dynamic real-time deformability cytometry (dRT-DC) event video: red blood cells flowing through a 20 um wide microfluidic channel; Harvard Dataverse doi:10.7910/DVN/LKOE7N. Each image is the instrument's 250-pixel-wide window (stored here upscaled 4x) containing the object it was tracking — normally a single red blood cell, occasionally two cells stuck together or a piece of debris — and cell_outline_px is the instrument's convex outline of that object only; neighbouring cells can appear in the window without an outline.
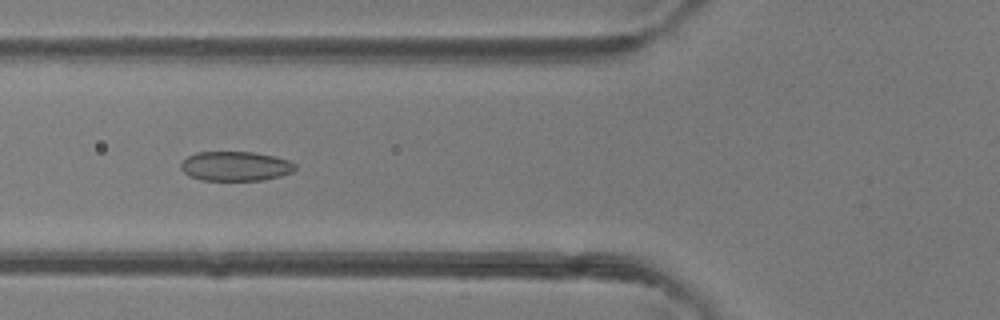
{"species": "common noctule bat (a hibernating species)", "species_latin": "Nyctalus noctula", "temperature_condition": "room temperature", "stored_images_in_passage": 47, "camera_frame_rate_fps": 3000, "um_per_image_px": 0.085, "animal": {"sex": "female"}, "frame": {"image": 1, "passage_image": 18, "time_ms": 5.667, "image_size_px": [1000, 320], "cell_outline_px": [[296, 168], [292, 172], [280, 176], [264, 180], [200, 180], [188, 176], [180, 168], [180, 164], [188, 156], [196, 152], [252, 152], [276, 156], [288, 160], [296, 164]], "centroid_in_image_um": [20.01, 14.12], "position_along_channel_um": 105.8, "area_um2": 19.77}}
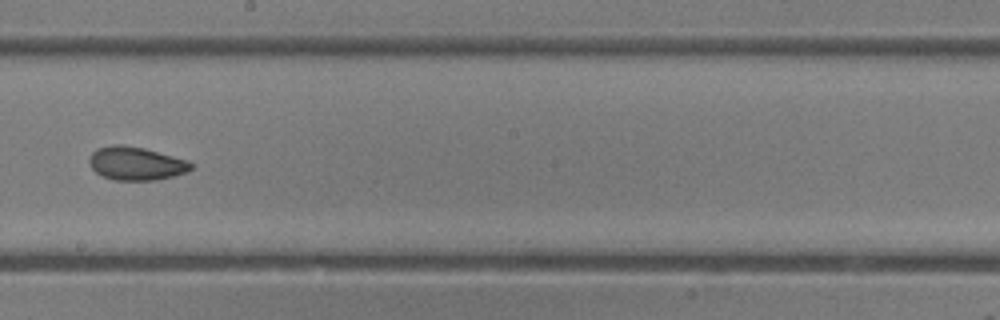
{"frame": {"image": 2, "passage_image": 27, "time_ms": 8.667, "image_size_px": [1000, 320], "cell_outline_px": [[192, 168], [188, 172], [156, 180], [112, 180], [96, 172], [92, 168], [88, 160], [92, 152], [96, 148], [112, 144], [124, 144], [144, 148], [188, 160], [192, 164]], "centroid_in_image_um": [11.55, 13.88], "position_along_channel_um": 236.7, "area_um2": 19.88}}
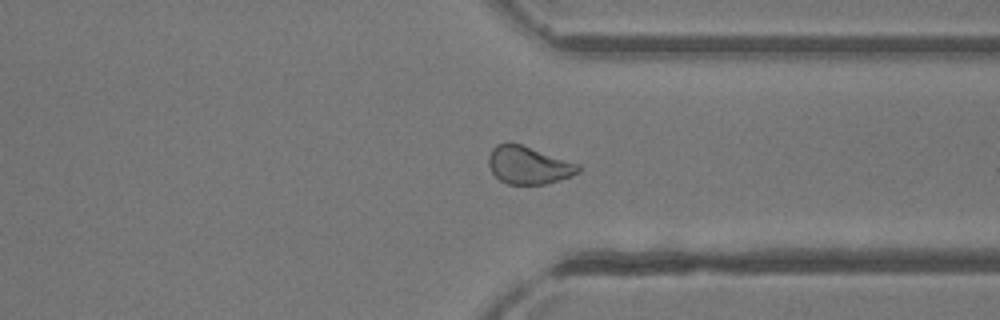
{"frame": {"image": 3, "passage_image": 36, "time_ms": 11.667, "image_size_px": [1000, 320], "cell_outline_px": [[580, 172], [572, 176], [544, 184], [508, 184], [500, 180], [492, 172], [488, 164], [488, 156], [492, 148], [496, 144], [520, 144], [580, 164]], "centroid_in_image_um": [44.93, 14.05], "position_along_channel_um": 366.5, "area_um2": 19.54}, "authors_computed_cell_mechanics": {"area_um2": 20.519, "velocity_mm_per_s": 4.3507, "shape_relaxation_time_tau1_ms": 7.3718, "shape_relaxation_time_tau2_ms": 2.5285, "deformation_change_tau1": 0.1523, "deformation_change_tau2": 0.0777}}